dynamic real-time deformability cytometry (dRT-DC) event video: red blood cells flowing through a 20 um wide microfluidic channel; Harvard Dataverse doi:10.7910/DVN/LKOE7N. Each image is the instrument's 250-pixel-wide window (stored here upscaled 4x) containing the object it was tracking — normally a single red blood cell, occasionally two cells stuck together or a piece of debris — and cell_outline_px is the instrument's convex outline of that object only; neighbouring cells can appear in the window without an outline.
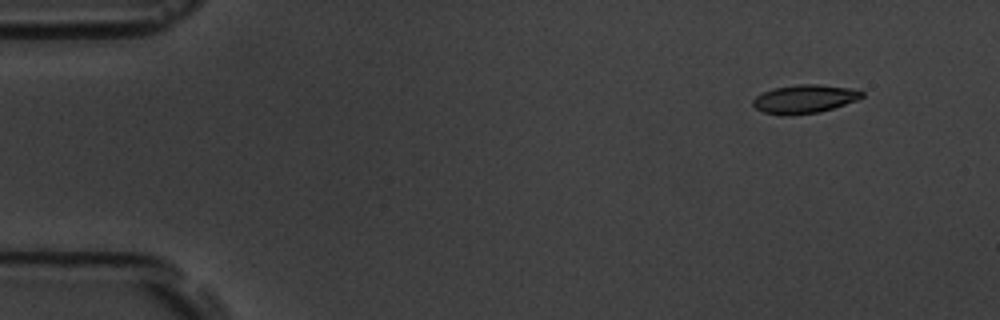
{"species": "common noctule bat (a hibernating species)", "species_latin": "Nyctalus noctula", "temperature_condition": "room temperature", "stored_images_in_passage": 6, "camera_frame_rate_fps": 3000, "um_per_image_px": 0.085, "animal": {"sex": "male", "body_mass_g": 19.5, "forearm_length_mm": 54.6}, "frame": {"image": 1, "passage_image": 1, "time_ms": 0.0, "image_size_px": [1000, 320], "cell_outline_px": [[864, 96], [856, 100], [820, 112], [792, 116], [780, 116], [764, 112], [756, 108], [752, 104], [752, 100], [756, 96], [772, 88], [800, 84], [820, 84], [852, 88], [864, 92]], "centroid_in_image_um": [68.36, 8.42], "position_along_channel_um": 16.6, "area_um2": 18.26}}
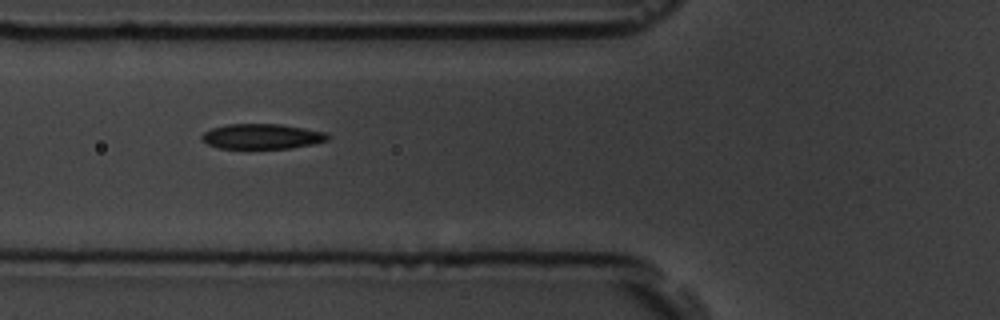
{"frame": {"image": 2, "passage_image": 5, "time_ms": 5.333, "image_size_px": [1000, 320], "cell_outline_px": [[332, 136], [328, 140], [312, 144], [288, 148], [220, 148], [208, 144], [200, 140], [200, 136], [204, 132], [212, 128], [228, 124], [280, 124], [304, 128], [324, 132]], "centroid_in_image_um": [22.25, 11.59], "position_along_channel_um": 103.5, "area_um2": 18.38}}
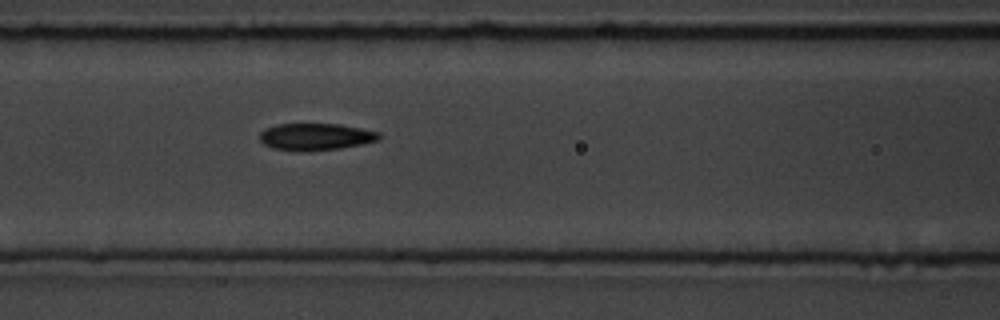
{"frame": {"image": 3, "passage_image": 6, "time_ms": 6.333, "image_size_px": [1000, 320], "cell_outline_px": [[380, 140], [340, 148], [300, 152], [272, 148], [264, 144], [260, 140], [260, 132], [264, 128], [276, 124], [340, 124], [380, 132]], "centroid_in_image_um": [26.8, 11.62], "position_along_channel_um": 139.8, "area_um2": 18.84}}